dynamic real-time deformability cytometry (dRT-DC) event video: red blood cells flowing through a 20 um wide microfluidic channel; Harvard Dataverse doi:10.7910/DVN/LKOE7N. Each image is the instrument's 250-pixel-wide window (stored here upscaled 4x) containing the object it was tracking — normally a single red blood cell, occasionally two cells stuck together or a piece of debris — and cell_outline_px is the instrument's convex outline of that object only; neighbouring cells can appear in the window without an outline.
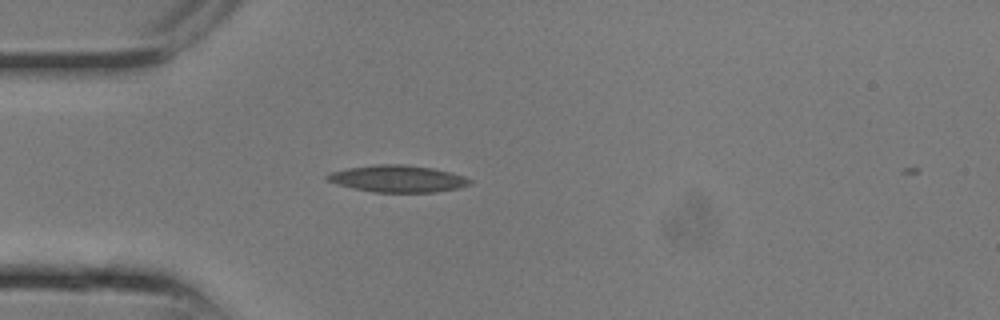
{"species": "common noctule bat (a hibernating species)", "species_latin": "Nyctalus noctula", "temperature_condition": "room temperature", "stored_images_in_passage": 6, "camera_frame_rate_fps": 3000, "um_per_image_px": 0.085, "animal": {"sex": "male", "body_mass_g": 13.3}, "frame": {"image": 1, "passage_image": 4, "time_ms": 1.0, "image_size_px": [1000, 320], "cell_outline_px": [[472, 184], [460, 188], [436, 192], [372, 192], [352, 188], [336, 184], [328, 180], [324, 176], [332, 172], [348, 168], [376, 164], [404, 164], [432, 168], [452, 172], [464, 176], [472, 180]], "centroid_in_image_um": [33.84, 15.19], "position_along_channel_um": 51.2, "area_um2": 22.48}}
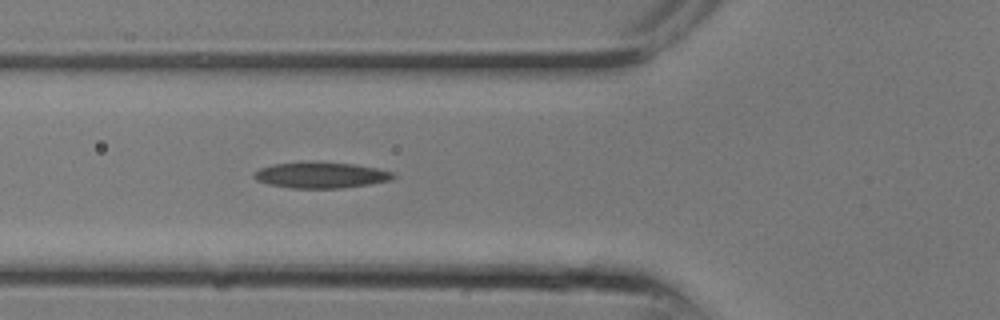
{"frame": {"image": 2, "passage_image": 6, "time_ms": 1.667, "image_size_px": [1000, 320], "cell_outline_px": [[396, 176], [392, 180], [344, 188], [292, 188], [268, 184], [256, 180], [252, 176], [252, 172], [260, 168], [272, 164], [308, 160], [312, 160], [356, 164], [380, 168], [396, 172]], "centroid_in_image_um": [27.29, 14.85], "position_along_channel_um": 98.5, "area_um2": 21.85}}